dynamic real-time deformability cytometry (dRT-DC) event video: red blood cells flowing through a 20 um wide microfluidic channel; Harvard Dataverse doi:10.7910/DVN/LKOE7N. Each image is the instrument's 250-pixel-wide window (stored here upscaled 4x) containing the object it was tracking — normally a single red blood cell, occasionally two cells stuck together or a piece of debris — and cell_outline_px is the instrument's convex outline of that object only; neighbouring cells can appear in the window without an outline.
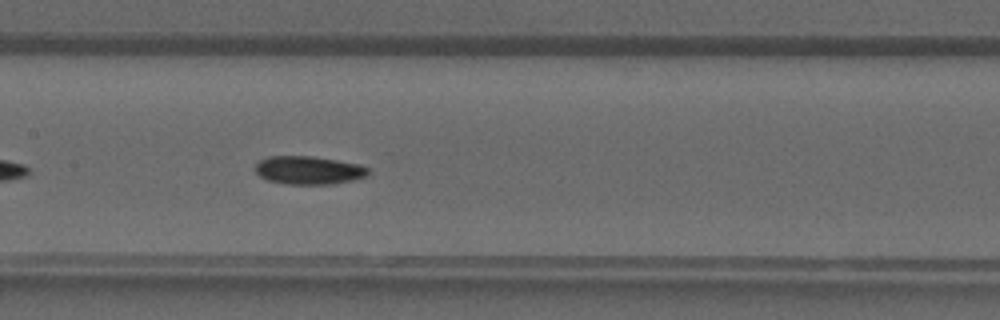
{"species": "common noctule bat (a hibernating species)", "species_latin": "Nyctalus noctula", "temperature_condition": "warm", "stored_images_in_passage": 35, "camera_frame_rate_fps": 3000, "um_per_image_px": 0.085, "animal": {"sex": "male", "forearm_length_mm": 52.5}, "frame": {"image": 1, "passage_image": 20, "time_ms": 6.333, "image_size_px": [1000, 320], "cell_outline_px": [[368, 176], [352, 180], [332, 184], [288, 184], [268, 180], [260, 176], [256, 172], [256, 164], [260, 160], [268, 156], [312, 156], [360, 164], [368, 168]], "centroid_in_image_um": [26.25, 14.46], "position_along_channel_um": 181.2, "area_um2": 18.5}}
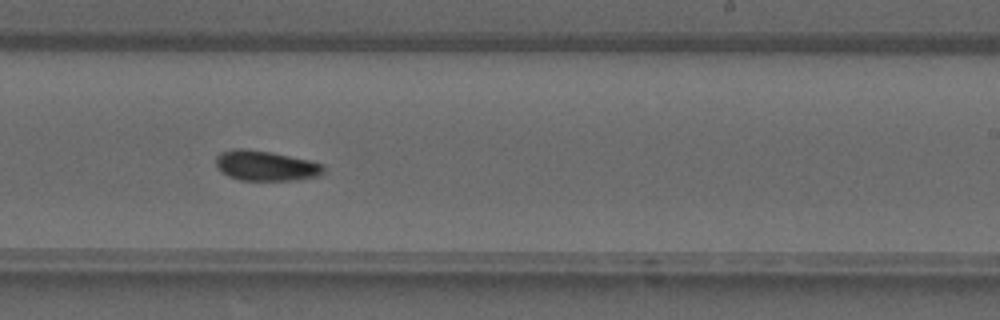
{"frame": {"image": 2, "passage_image": 25, "time_ms": 8.0, "image_size_px": [1000, 320], "cell_outline_px": [[324, 172], [320, 176], [296, 180], [240, 180], [228, 176], [220, 172], [216, 168], [216, 156], [220, 152], [236, 148], [268, 152], [308, 160], [324, 164]], "centroid_in_image_um": [22.57, 14.1], "position_along_channel_um": 266.4, "area_um2": 18.84}}
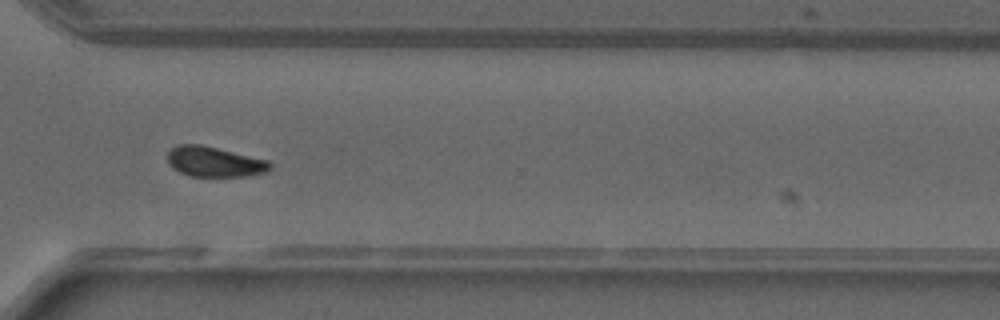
{"frame": {"image": 3, "passage_image": 30, "time_ms": 9.667, "image_size_px": [1000, 320], "cell_outline_px": [[272, 168], [268, 172], [248, 176], [192, 176], [180, 172], [172, 168], [168, 160], [168, 152], [172, 148], [180, 144], [200, 144], [268, 160], [272, 164]], "centroid_in_image_um": [18.26, 13.75], "position_along_channel_um": 352.3, "area_um2": 17.98}}